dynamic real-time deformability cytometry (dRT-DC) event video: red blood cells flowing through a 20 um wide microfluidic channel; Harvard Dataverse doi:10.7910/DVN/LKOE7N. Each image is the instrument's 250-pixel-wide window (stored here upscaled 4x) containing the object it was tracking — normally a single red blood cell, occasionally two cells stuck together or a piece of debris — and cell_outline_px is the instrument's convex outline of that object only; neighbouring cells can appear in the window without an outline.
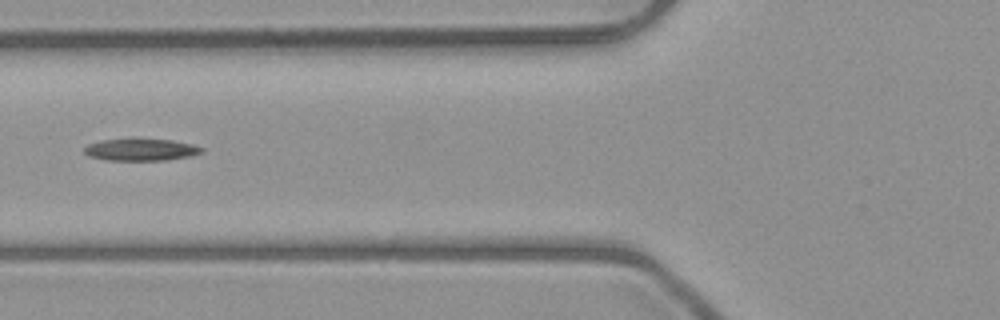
{"species": "common noctule bat (a hibernating species)", "species_latin": "Nyctalus noctula", "temperature_condition": "room temperature", "stored_images_in_passage": 7, "camera_frame_rate_fps": 3000, "um_per_image_px": 0.085, "animal": {"sex": "male", "body_mass_g": 23.1, "forearm_length_mm": 52.7}, "frame": {"image": 1, "passage_image": 5, "time_ms": 4.667, "image_size_px": [1000, 320], "cell_outline_px": [[204, 152], [192, 156], [168, 160], [104, 160], [88, 156], [84, 152], [84, 148], [88, 144], [100, 140], [172, 140], [192, 144], [204, 148]], "centroid_in_image_um": [12.0, 12.74], "position_along_channel_um": 113.8, "area_um2": 14.91}}
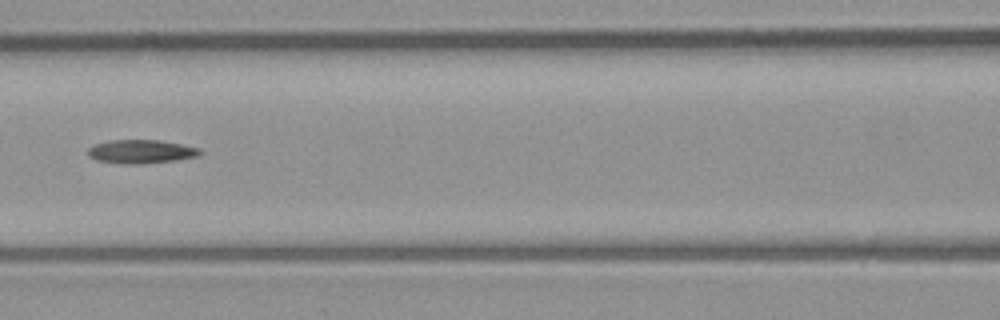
{"frame": {"image": 2, "passage_image": 6, "time_ms": 5.667, "image_size_px": [1000, 320], "cell_outline_px": [[204, 152], [200, 156], [176, 160], [140, 164], [124, 164], [96, 160], [88, 156], [88, 148], [96, 144], [112, 140], [156, 140], [180, 144], [200, 148]], "centroid_in_image_um": [12.02, 12.89], "position_along_channel_um": 154.6, "area_um2": 15.43}}
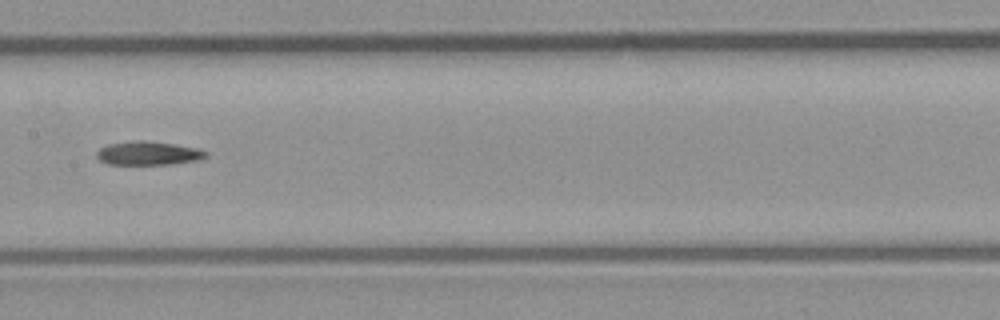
{"frame": {"image": 3, "passage_image": 7, "time_ms": 6.667, "image_size_px": [1000, 320], "cell_outline_px": [[208, 156], [196, 160], [168, 164], [108, 164], [100, 160], [96, 156], [96, 152], [100, 148], [108, 144], [140, 140], [144, 140], [172, 144], [196, 148], [208, 152]], "centroid_in_image_um": [12.57, 13.02], "position_along_channel_um": 194.8, "area_um2": 14.8}}